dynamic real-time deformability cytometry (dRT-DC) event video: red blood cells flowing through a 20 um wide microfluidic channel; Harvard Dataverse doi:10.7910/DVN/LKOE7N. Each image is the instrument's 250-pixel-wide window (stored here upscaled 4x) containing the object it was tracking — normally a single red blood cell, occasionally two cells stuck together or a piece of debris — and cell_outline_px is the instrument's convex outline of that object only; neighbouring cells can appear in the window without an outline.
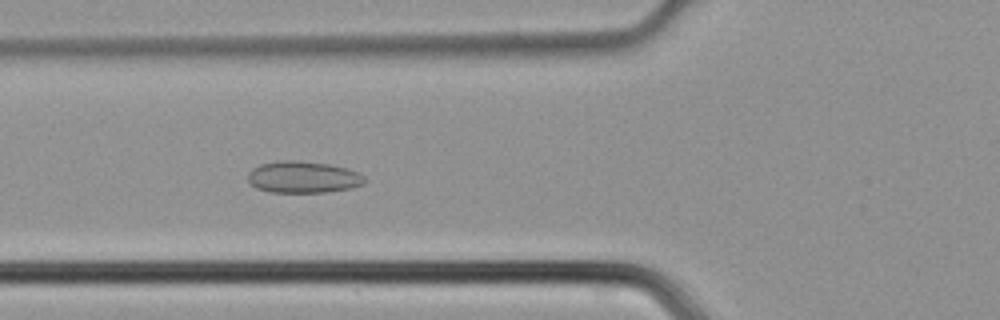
{"species": "common noctule bat (a hibernating species)", "species_latin": "Nyctalus noctula", "temperature_condition": "cold", "stored_images_in_passage": 47, "camera_frame_rate_fps": 3000, "um_per_image_px": 0.085, "animal": {"sex": "male", "body_mass_g": 21.5, "forearm_length_mm": 52.0}, "frame": {"image": 1, "passage_image": 18, "time_ms": 5.667, "image_size_px": [1000, 320], "cell_outline_px": [[364, 184], [352, 188], [328, 192], [268, 192], [256, 188], [248, 184], [248, 172], [252, 168], [260, 164], [284, 160], [292, 160], [328, 164], [348, 168], [360, 172], [364, 176]], "centroid_in_image_um": [25.75, 15.06], "position_along_channel_um": 100.0, "area_um2": 21.79}}
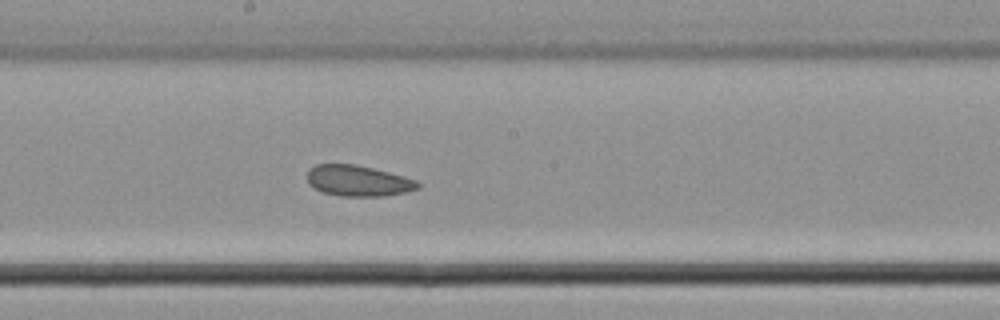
{"frame": {"image": 2, "passage_image": 26, "time_ms": 8.333, "image_size_px": [1000, 320], "cell_outline_px": [[420, 188], [404, 192], [384, 196], [340, 196], [324, 192], [308, 184], [308, 168], [316, 164], [356, 164], [404, 176], [416, 180], [420, 184]], "centroid_in_image_um": [30.43, 15.36], "position_along_channel_um": 217.8, "area_um2": 19.83}}
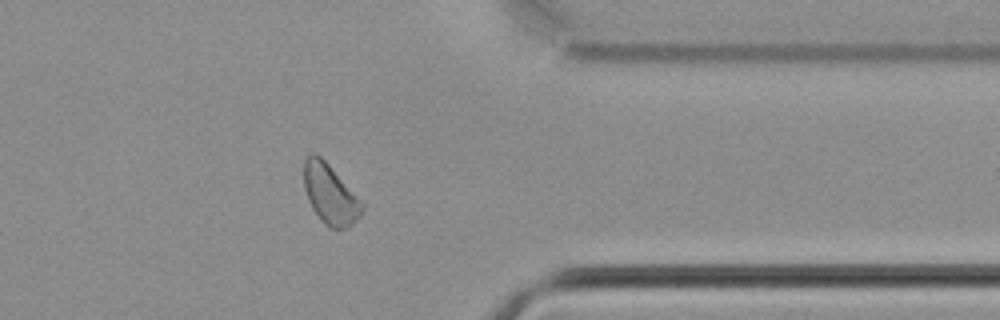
{"frame": {"image": 3, "passage_image": 38, "time_ms": 12.333, "image_size_px": [1000, 320], "cell_outline_px": [[364, 208], [360, 216], [348, 228], [328, 228], [320, 220], [312, 208], [308, 200], [304, 188], [304, 160], [312, 152], [320, 156], [328, 164], [364, 204]], "centroid_in_image_um": [28.05, 16.53], "position_along_channel_um": 383.4, "area_um2": 20.11}}